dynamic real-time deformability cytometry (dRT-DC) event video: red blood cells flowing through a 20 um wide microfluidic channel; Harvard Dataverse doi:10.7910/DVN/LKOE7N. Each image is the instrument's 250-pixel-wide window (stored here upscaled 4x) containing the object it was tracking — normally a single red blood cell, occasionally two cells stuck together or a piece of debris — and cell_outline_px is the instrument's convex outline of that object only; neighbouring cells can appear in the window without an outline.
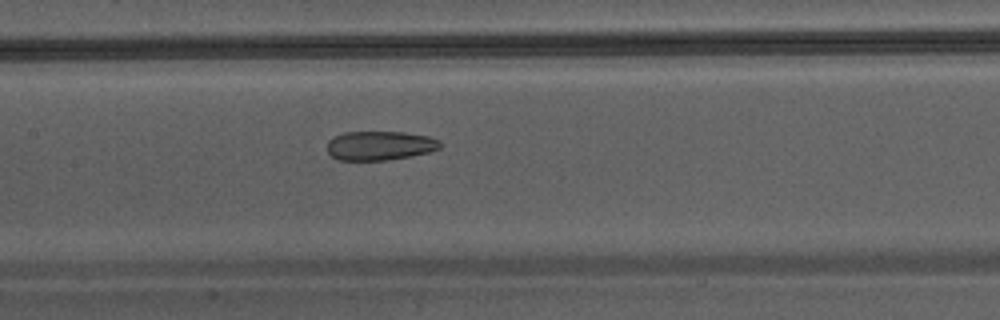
{"species": "Egyptian fruit bat (a non-hibernating species)", "species_latin": "Rousettus aegyptiacus", "temperature_condition": "warm", "stored_images_in_passage": 43, "camera_frame_rate_fps": 3000, "um_per_image_px": 0.085, "animal": {"sex": "male"}, "frame": {"image": 1, "passage_image": 19, "time_ms": 6.0, "image_size_px": [1000, 320], "cell_outline_px": [[444, 144], [440, 148], [428, 152], [412, 156], [384, 160], [340, 160], [332, 156], [328, 152], [328, 140], [332, 136], [344, 132], [404, 132], [428, 136], [440, 140]], "centroid_in_image_um": [32.3, 12.37], "position_along_channel_um": 175.1, "area_um2": 19.31}}